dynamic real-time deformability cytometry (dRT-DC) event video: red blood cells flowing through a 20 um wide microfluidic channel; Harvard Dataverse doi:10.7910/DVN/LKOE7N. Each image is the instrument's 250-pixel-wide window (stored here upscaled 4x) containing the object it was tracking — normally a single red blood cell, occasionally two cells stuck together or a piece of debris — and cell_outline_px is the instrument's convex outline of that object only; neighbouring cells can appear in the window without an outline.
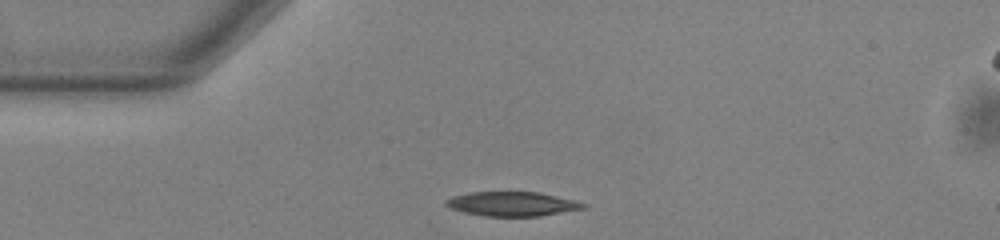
{"species": "common noctule bat (a hibernating species)", "species_latin": "Nyctalus noctula", "temperature_condition": "warm", "stored_images_in_passage": 41, "camera_frame_rate_fps": 3000, "um_per_image_px": 0.085, "animal": {"sex": "male", "body_mass_g": 13.0, "forearm_length_mm": 53.1}, "frame": {"image": 1, "passage_image": 1, "time_ms": 0.0, "image_size_px": [1000, 240], "cell_outline_px": [[588, 208], [540, 216], [484, 216], [464, 212], [448, 208], [444, 204], [444, 200], [452, 196], [468, 192], [540, 192], [576, 200], [588, 204]], "centroid_in_image_um": [43.55, 17.33], "position_along_channel_um": 41.4, "area_um2": 19.83}}
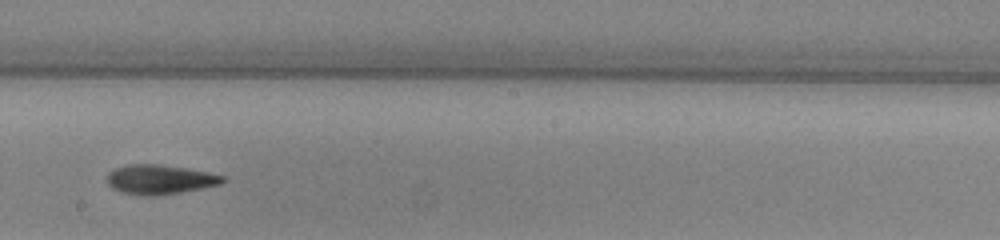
{"frame": {"image": 2, "passage_image": 18, "time_ms": 5.667, "image_size_px": [1000, 240], "cell_outline_px": [[224, 180], [220, 184], [180, 192], [156, 196], [140, 196], [120, 192], [112, 188], [108, 184], [108, 172], [116, 168], [128, 164], [156, 164], [184, 168], [208, 172], [224, 176]], "centroid_in_image_um": [13.53, 15.26], "position_along_channel_um": 234.7, "area_um2": 19.71}}
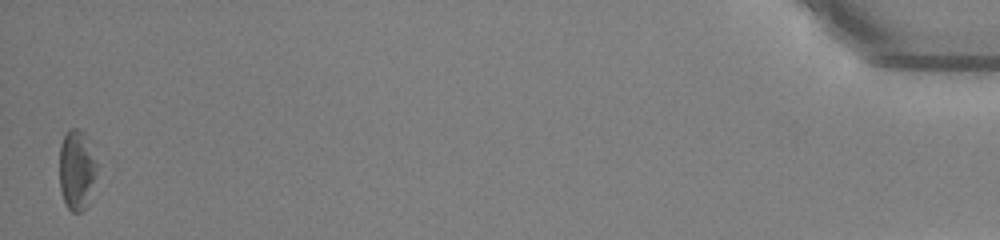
{"frame": {"image": 3, "passage_image": 41, "time_ms": 13.333, "image_size_px": [1000, 240], "cell_outline_px": [[104, 168], [88, 208], [80, 212], [72, 212], [68, 208], [64, 200], [60, 188], [60, 144], [64, 136], [72, 128], [76, 128], [84, 132], [88, 136]], "centroid_in_image_um": [6.69, 14.46], "position_along_channel_um": 428.5, "area_um2": 19.36}, "authors_computed_cell_mechanics": {"area_um2": 19.7098, "velocity_mm_per_s": 3.8204, "shape_relaxation_time_tau1_ms": 6.2759, "shape_relaxation_time_tau2_ms": 5.2387, "deformation_change_tau1": 0.1827, "deformation_change_tau2": 0.1529}}